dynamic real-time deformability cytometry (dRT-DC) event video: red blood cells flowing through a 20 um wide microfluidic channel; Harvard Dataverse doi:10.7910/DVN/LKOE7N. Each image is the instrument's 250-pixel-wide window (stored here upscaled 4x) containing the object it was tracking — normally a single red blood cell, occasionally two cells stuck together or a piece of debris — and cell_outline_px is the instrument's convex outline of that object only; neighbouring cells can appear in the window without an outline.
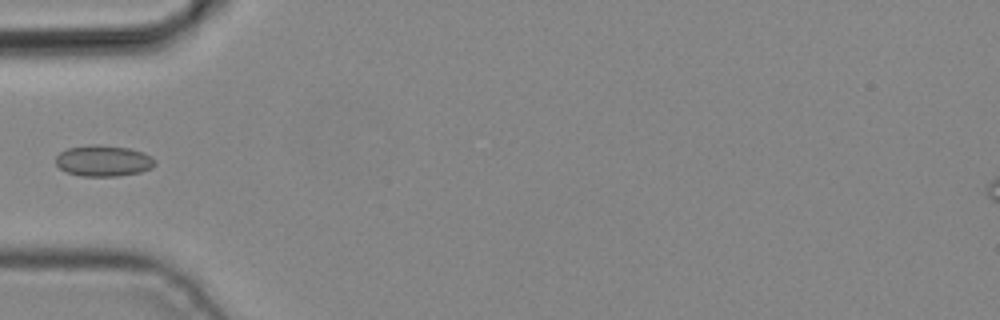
{"species": "common noctule bat (a hibernating species)", "species_latin": "Nyctalus noctula", "temperature_condition": "cold", "stored_images_in_passage": 5, "camera_frame_rate_fps": 3000, "um_per_image_px": 0.085, "animal": {"sex": "male", "body_mass_g": 19.2, "forearm_length_mm": 51.8}, "frame": {"image": 1, "passage_image": 5, "time_ms": 1.333, "image_size_px": [1000, 320], "cell_outline_px": [[156, 164], [152, 168], [140, 172], [116, 176], [80, 176], [64, 172], [56, 164], [56, 156], [60, 152], [68, 148], [92, 144], [100, 144], [128, 148], [144, 152], [152, 156], [156, 160]], "centroid_in_image_um": [8.8, 13.66], "position_along_channel_um": 76.2, "area_um2": 18.21}}